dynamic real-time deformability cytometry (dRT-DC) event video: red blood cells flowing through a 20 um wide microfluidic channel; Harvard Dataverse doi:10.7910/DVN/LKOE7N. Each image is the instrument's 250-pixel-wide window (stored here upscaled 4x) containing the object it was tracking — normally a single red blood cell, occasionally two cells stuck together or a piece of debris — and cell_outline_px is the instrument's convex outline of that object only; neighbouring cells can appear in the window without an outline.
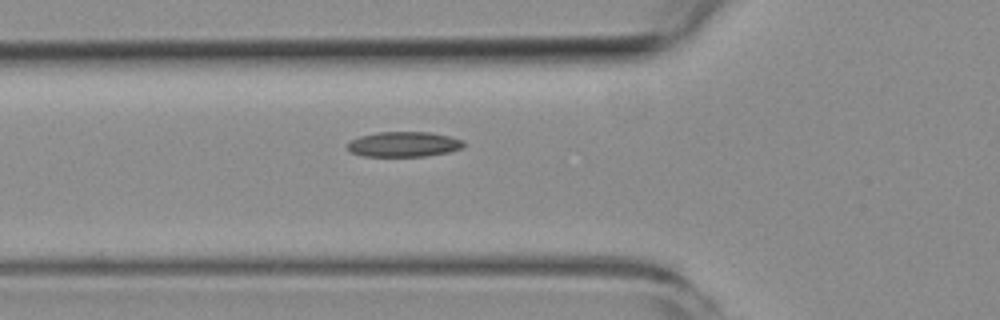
{"species": "common noctule bat (a hibernating species)", "species_latin": "Nyctalus noctula", "temperature_condition": "room temperature", "stored_images_in_passage": 3, "camera_frame_rate_fps": 3000, "um_per_image_px": 0.085, "animal": {"sex": "female", "body_mass_g": 19.3, "forearm_length_mm": 54.1}, "frame": {"image": 1, "passage_image": 3, "time_ms": 3.0, "image_size_px": [1000, 320], "cell_outline_px": [[464, 148], [448, 152], [424, 156], [364, 156], [352, 152], [348, 148], [348, 144], [352, 140], [360, 136], [380, 132], [428, 132], [448, 136], [464, 140]], "centroid_in_image_um": [34.36, 12.26], "position_along_channel_um": 91.4, "area_um2": 16.82}}